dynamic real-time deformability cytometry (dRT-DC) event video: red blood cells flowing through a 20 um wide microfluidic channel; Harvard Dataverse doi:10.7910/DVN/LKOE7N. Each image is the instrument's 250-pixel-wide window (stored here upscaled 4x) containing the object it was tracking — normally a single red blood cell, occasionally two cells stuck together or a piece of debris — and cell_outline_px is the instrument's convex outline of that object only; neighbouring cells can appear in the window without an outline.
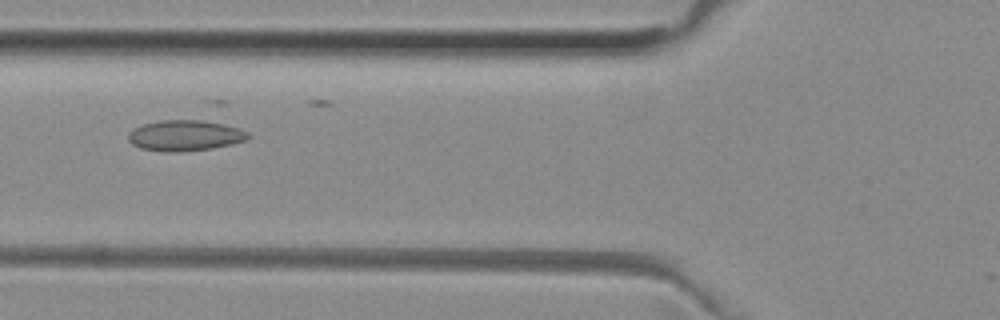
{"species": "common noctule bat (a hibernating species)", "species_latin": "Nyctalus noctula", "temperature_condition": "room temperature", "stored_images_in_passage": 26, "camera_frame_rate_fps": 3000, "um_per_image_px": 0.085, "animal": {"sex": "female", "body_mass_g": 29.2, "forearm_length_mm": 56.3}, "frame": {"image": 1, "passage_image": 4, "time_ms": 1.0, "image_size_px": [1000, 320], "cell_outline_px": [[252, 136], [248, 140], [232, 144], [212, 148], [176, 152], [168, 152], [140, 148], [132, 144], [128, 140], [128, 132], [144, 124], [160, 120], [200, 120], [240, 128], [248, 132]], "centroid_in_image_um": [15.75, 11.52], "position_along_channel_um": 110.1, "area_um2": 21.39}}
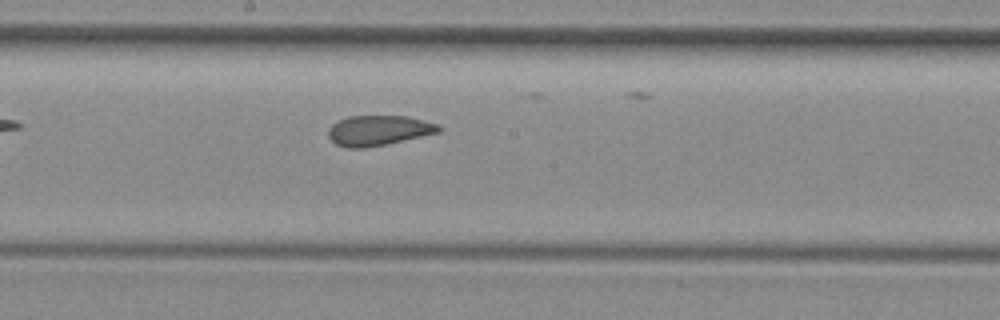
{"frame": {"image": 2, "passage_image": 12, "time_ms": 3.667, "image_size_px": [1000, 320], "cell_outline_px": [[444, 128], [440, 132], [384, 144], [364, 148], [348, 148], [336, 144], [328, 136], [328, 128], [336, 120], [348, 116], [408, 116], [440, 124]], "centroid_in_image_um": [32.18, 11.07], "position_along_channel_um": 216.0, "area_um2": 19.48}}
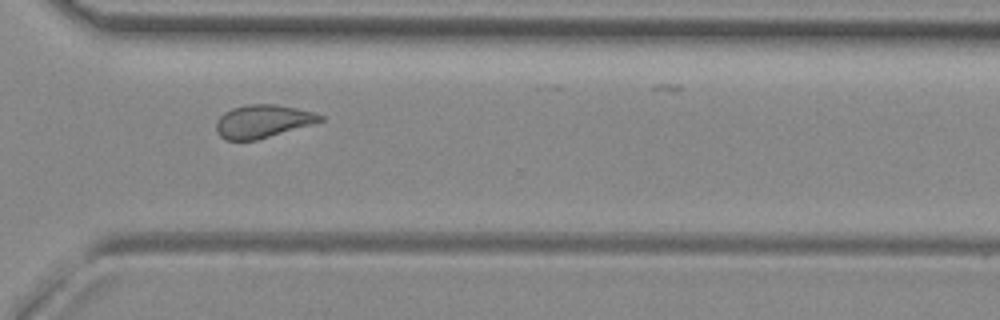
{"frame": {"image": 3, "passage_image": 22, "time_ms": 7.0, "image_size_px": [1000, 320], "cell_outline_px": [[324, 120], [312, 124], [256, 140], [224, 140], [216, 132], [216, 120], [224, 112], [232, 108], [248, 104], [276, 104], [316, 112], [324, 116]], "centroid_in_image_um": [22.32, 10.3], "position_along_channel_um": 348.3, "area_um2": 20.06}}